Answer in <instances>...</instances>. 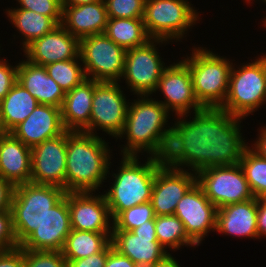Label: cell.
<instances>
[{
	"label": "cell",
	"mask_w": 266,
	"mask_h": 267,
	"mask_svg": "<svg viewBox=\"0 0 266 267\" xmlns=\"http://www.w3.org/2000/svg\"><path fill=\"white\" fill-rule=\"evenodd\" d=\"M145 164H139L137 156H123L121 166L105 198L111 219L122 211L151 201L156 171L164 164L158 157H147Z\"/></svg>",
	"instance_id": "277c9868"
},
{
	"label": "cell",
	"mask_w": 266,
	"mask_h": 267,
	"mask_svg": "<svg viewBox=\"0 0 266 267\" xmlns=\"http://www.w3.org/2000/svg\"><path fill=\"white\" fill-rule=\"evenodd\" d=\"M151 201L135 205L122 211L113 221L112 230L132 231L140 227L146 221L155 219Z\"/></svg>",
	"instance_id": "836d02e7"
},
{
	"label": "cell",
	"mask_w": 266,
	"mask_h": 267,
	"mask_svg": "<svg viewBox=\"0 0 266 267\" xmlns=\"http://www.w3.org/2000/svg\"><path fill=\"white\" fill-rule=\"evenodd\" d=\"M160 42L163 43L166 40L151 38L144 45L126 50L122 78L126 79L134 94L150 96L156 92L159 79L166 68L157 52L158 49L155 48Z\"/></svg>",
	"instance_id": "8fae6325"
},
{
	"label": "cell",
	"mask_w": 266,
	"mask_h": 267,
	"mask_svg": "<svg viewBox=\"0 0 266 267\" xmlns=\"http://www.w3.org/2000/svg\"><path fill=\"white\" fill-rule=\"evenodd\" d=\"M20 8L51 17L58 25L62 23L63 8L60 0H18Z\"/></svg>",
	"instance_id": "8d00e7d4"
},
{
	"label": "cell",
	"mask_w": 266,
	"mask_h": 267,
	"mask_svg": "<svg viewBox=\"0 0 266 267\" xmlns=\"http://www.w3.org/2000/svg\"><path fill=\"white\" fill-rule=\"evenodd\" d=\"M158 89L166 98L164 102H159L168 112L176 111V116H185L192 108L194 112L204 108L195 96L190 70L183 60L165 68L156 91Z\"/></svg>",
	"instance_id": "2e32d148"
},
{
	"label": "cell",
	"mask_w": 266,
	"mask_h": 267,
	"mask_svg": "<svg viewBox=\"0 0 266 267\" xmlns=\"http://www.w3.org/2000/svg\"><path fill=\"white\" fill-rule=\"evenodd\" d=\"M61 25L79 40L106 30L108 14L104 0L77 6H62Z\"/></svg>",
	"instance_id": "603a6c76"
},
{
	"label": "cell",
	"mask_w": 266,
	"mask_h": 267,
	"mask_svg": "<svg viewBox=\"0 0 266 267\" xmlns=\"http://www.w3.org/2000/svg\"><path fill=\"white\" fill-rule=\"evenodd\" d=\"M187 0H145L143 22L152 39L179 40L198 21Z\"/></svg>",
	"instance_id": "ba28073f"
},
{
	"label": "cell",
	"mask_w": 266,
	"mask_h": 267,
	"mask_svg": "<svg viewBox=\"0 0 266 267\" xmlns=\"http://www.w3.org/2000/svg\"><path fill=\"white\" fill-rule=\"evenodd\" d=\"M263 128L260 130L261 134L258 135V140L255 142V144H253V148H255L254 150L261 156L266 158V126Z\"/></svg>",
	"instance_id": "f6af8a7d"
},
{
	"label": "cell",
	"mask_w": 266,
	"mask_h": 267,
	"mask_svg": "<svg viewBox=\"0 0 266 267\" xmlns=\"http://www.w3.org/2000/svg\"><path fill=\"white\" fill-rule=\"evenodd\" d=\"M111 242L114 249L139 267H151L169 255L157 240L155 219L132 231L113 230Z\"/></svg>",
	"instance_id": "4fadbf2b"
},
{
	"label": "cell",
	"mask_w": 266,
	"mask_h": 267,
	"mask_svg": "<svg viewBox=\"0 0 266 267\" xmlns=\"http://www.w3.org/2000/svg\"><path fill=\"white\" fill-rule=\"evenodd\" d=\"M80 40L61 24L51 32L35 39L23 50L26 60L46 66L58 61L72 60L79 55Z\"/></svg>",
	"instance_id": "ffe728a7"
},
{
	"label": "cell",
	"mask_w": 266,
	"mask_h": 267,
	"mask_svg": "<svg viewBox=\"0 0 266 267\" xmlns=\"http://www.w3.org/2000/svg\"><path fill=\"white\" fill-rule=\"evenodd\" d=\"M0 267H24V249L19 246L0 251Z\"/></svg>",
	"instance_id": "60d3db41"
},
{
	"label": "cell",
	"mask_w": 266,
	"mask_h": 267,
	"mask_svg": "<svg viewBox=\"0 0 266 267\" xmlns=\"http://www.w3.org/2000/svg\"><path fill=\"white\" fill-rule=\"evenodd\" d=\"M104 34L125 50L144 45L151 39L143 18H109Z\"/></svg>",
	"instance_id": "f1b7e54d"
},
{
	"label": "cell",
	"mask_w": 266,
	"mask_h": 267,
	"mask_svg": "<svg viewBox=\"0 0 266 267\" xmlns=\"http://www.w3.org/2000/svg\"><path fill=\"white\" fill-rule=\"evenodd\" d=\"M108 18H143L145 0H104Z\"/></svg>",
	"instance_id": "e575fe53"
},
{
	"label": "cell",
	"mask_w": 266,
	"mask_h": 267,
	"mask_svg": "<svg viewBox=\"0 0 266 267\" xmlns=\"http://www.w3.org/2000/svg\"><path fill=\"white\" fill-rule=\"evenodd\" d=\"M0 175L14 187L30 183L31 147L11 132L0 136Z\"/></svg>",
	"instance_id": "7402d4cb"
},
{
	"label": "cell",
	"mask_w": 266,
	"mask_h": 267,
	"mask_svg": "<svg viewBox=\"0 0 266 267\" xmlns=\"http://www.w3.org/2000/svg\"><path fill=\"white\" fill-rule=\"evenodd\" d=\"M93 94L94 80L89 78L66 92L60 109L63 126L67 131L89 133Z\"/></svg>",
	"instance_id": "484cf974"
},
{
	"label": "cell",
	"mask_w": 266,
	"mask_h": 267,
	"mask_svg": "<svg viewBox=\"0 0 266 267\" xmlns=\"http://www.w3.org/2000/svg\"><path fill=\"white\" fill-rule=\"evenodd\" d=\"M216 231L257 239V198L217 209Z\"/></svg>",
	"instance_id": "d4e9b609"
},
{
	"label": "cell",
	"mask_w": 266,
	"mask_h": 267,
	"mask_svg": "<svg viewBox=\"0 0 266 267\" xmlns=\"http://www.w3.org/2000/svg\"><path fill=\"white\" fill-rule=\"evenodd\" d=\"M100 0H60L62 6H77L83 4H90Z\"/></svg>",
	"instance_id": "7dc6e473"
},
{
	"label": "cell",
	"mask_w": 266,
	"mask_h": 267,
	"mask_svg": "<svg viewBox=\"0 0 266 267\" xmlns=\"http://www.w3.org/2000/svg\"><path fill=\"white\" fill-rule=\"evenodd\" d=\"M257 231L258 239L266 236V198L257 199Z\"/></svg>",
	"instance_id": "ee69618b"
},
{
	"label": "cell",
	"mask_w": 266,
	"mask_h": 267,
	"mask_svg": "<svg viewBox=\"0 0 266 267\" xmlns=\"http://www.w3.org/2000/svg\"><path fill=\"white\" fill-rule=\"evenodd\" d=\"M247 1H248V3H250L249 1H251V0H246V2H247ZM262 1H264V2L266 3V0H262ZM264 21H265V22H264V23H265L264 25H266V18L264 19Z\"/></svg>",
	"instance_id": "681fc988"
},
{
	"label": "cell",
	"mask_w": 266,
	"mask_h": 267,
	"mask_svg": "<svg viewBox=\"0 0 266 267\" xmlns=\"http://www.w3.org/2000/svg\"><path fill=\"white\" fill-rule=\"evenodd\" d=\"M118 82L94 80V94L89 122V133L95 135L98 127L107 134L118 138L123 131L128 102Z\"/></svg>",
	"instance_id": "7c38bea8"
},
{
	"label": "cell",
	"mask_w": 266,
	"mask_h": 267,
	"mask_svg": "<svg viewBox=\"0 0 266 267\" xmlns=\"http://www.w3.org/2000/svg\"><path fill=\"white\" fill-rule=\"evenodd\" d=\"M104 139L71 131L66 146V192H95L109 175L110 149Z\"/></svg>",
	"instance_id": "3957f363"
},
{
	"label": "cell",
	"mask_w": 266,
	"mask_h": 267,
	"mask_svg": "<svg viewBox=\"0 0 266 267\" xmlns=\"http://www.w3.org/2000/svg\"><path fill=\"white\" fill-rule=\"evenodd\" d=\"M80 54L72 60L58 61L44 66L47 74L64 90L71 91L87 79L84 68L81 67Z\"/></svg>",
	"instance_id": "d6a6232c"
},
{
	"label": "cell",
	"mask_w": 266,
	"mask_h": 267,
	"mask_svg": "<svg viewBox=\"0 0 266 267\" xmlns=\"http://www.w3.org/2000/svg\"><path fill=\"white\" fill-rule=\"evenodd\" d=\"M65 131L61 109L53 105L38 104L34 111L11 133L24 145L32 148L45 140L61 135Z\"/></svg>",
	"instance_id": "44dd1931"
},
{
	"label": "cell",
	"mask_w": 266,
	"mask_h": 267,
	"mask_svg": "<svg viewBox=\"0 0 266 267\" xmlns=\"http://www.w3.org/2000/svg\"><path fill=\"white\" fill-rule=\"evenodd\" d=\"M17 82L35 97L39 104L53 105L61 108L66 93L47 74L44 66L28 60L18 63Z\"/></svg>",
	"instance_id": "cb8c5ba5"
},
{
	"label": "cell",
	"mask_w": 266,
	"mask_h": 267,
	"mask_svg": "<svg viewBox=\"0 0 266 267\" xmlns=\"http://www.w3.org/2000/svg\"><path fill=\"white\" fill-rule=\"evenodd\" d=\"M255 198H266V158L248 146L239 162Z\"/></svg>",
	"instance_id": "1f68e13d"
},
{
	"label": "cell",
	"mask_w": 266,
	"mask_h": 267,
	"mask_svg": "<svg viewBox=\"0 0 266 267\" xmlns=\"http://www.w3.org/2000/svg\"><path fill=\"white\" fill-rule=\"evenodd\" d=\"M196 174L197 183L217 209L254 198L240 164L212 166Z\"/></svg>",
	"instance_id": "30bf717a"
},
{
	"label": "cell",
	"mask_w": 266,
	"mask_h": 267,
	"mask_svg": "<svg viewBox=\"0 0 266 267\" xmlns=\"http://www.w3.org/2000/svg\"><path fill=\"white\" fill-rule=\"evenodd\" d=\"M238 69L232 66L228 92L220 108L231 115L244 118L266 102L264 55Z\"/></svg>",
	"instance_id": "52a82bcc"
},
{
	"label": "cell",
	"mask_w": 266,
	"mask_h": 267,
	"mask_svg": "<svg viewBox=\"0 0 266 267\" xmlns=\"http://www.w3.org/2000/svg\"><path fill=\"white\" fill-rule=\"evenodd\" d=\"M2 60V61H1ZM0 60V101L9 93L17 82L18 65L11 66L7 60Z\"/></svg>",
	"instance_id": "f35d334b"
},
{
	"label": "cell",
	"mask_w": 266,
	"mask_h": 267,
	"mask_svg": "<svg viewBox=\"0 0 266 267\" xmlns=\"http://www.w3.org/2000/svg\"><path fill=\"white\" fill-rule=\"evenodd\" d=\"M38 104L35 97L16 82L9 93L0 101L1 117L6 131L11 132L23 122Z\"/></svg>",
	"instance_id": "4316f807"
},
{
	"label": "cell",
	"mask_w": 266,
	"mask_h": 267,
	"mask_svg": "<svg viewBox=\"0 0 266 267\" xmlns=\"http://www.w3.org/2000/svg\"><path fill=\"white\" fill-rule=\"evenodd\" d=\"M24 267H67L62 251L24 249Z\"/></svg>",
	"instance_id": "d590c367"
},
{
	"label": "cell",
	"mask_w": 266,
	"mask_h": 267,
	"mask_svg": "<svg viewBox=\"0 0 266 267\" xmlns=\"http://www.w3.org/2000/svg\"><path fill=\"white\" fill-rule=\"evenodd\" d=\"M8 132L6 131L4 125H3V121H2V117H1V112H0V136L7 134Z\"/></svg>",
	"instance_id": "c3c4849f"
},
{
	"label": "cell",
	"mask_w": 266,
	"mask_h": 267,
	"mask_svg": "<svg viewBox=\"0 0 266 267\" xmlns=\"http://www.w3.org/2000/svg\"><path fill=\"white\" fill-rule=\"evenodd\" d=\"M196 182V173H189L185 169L173 168L164 163L156 171L151 195L155 215H173L177 203Z\"/></svg>",
	"instance_id": "ac0fdd59"
},
{
	"label": "cell",
	"mask_w": 266,
	"mask_h": 267,
	"mask_svg": "<svg viewBox=\"0 0 266 267\" xmlns=\"http://www.w3.org/2000/svg\"><path fill=\"white\" fill-rule=\"evenodd\" d=\"M194 114L189 121L183 119L184 115L177 116L180 119L171 127L164 163L177 169L186 165L193 173L212 166L239 164L248 147L240 133L242 117L206 107Z\"/></svg>",
	"instance_id": "6da1fadb"
},
{
	"label": "cell",
	"mask_w": 266,
	"mask_h": 267,
	"mask_svg": "<svg viewBox=\"0 0 266 267\" xmlns=\"http://www.w3.org/2000/svg\"><path fill=\"white\" fill-rule=\"evenodd\" d=\"M128 104L125 125L120 136L126 135L127 145L122 156H138L142 152L164 159L171 137V127L165 129L169 118L168 110L159 101L140 96Z\"/></svg>",
	"instance_id": "7a4b0ae2"
},
{
	"label": "cell",
	"mask_w": 266,
	"mask_h": 267,
	"mask_svg": "<svg viewBox=\"0 0 266 267\" xmlns=\"http://www.w3.org/2000/svg\"><path fill=\"white\" fill-rule=\"evenodd\" d=\"M192 56L183 59L187 64L198 102L206 108H220L225 102L233 63L218 54L198 47Z\"/></svg>",
	"instance_id": "5b68a950"
},
{
	"label": "cell",
	"mask_w": 266,
	"mask_h": 267,
	"mask_svg": "<svg viewBox=\"0 0 266 267\" xmlns=\"http://www.w3.org/2000/svg\"><path fill=\"white\" fill-rule=\"evenodd\" d=\"M174 214L183 222L188 237L198 246L211 230H216L217 207L196 182L177 203Z\"/></svg>",
	"instance_id": "9a60e30c"
},
{
	"label": "cell",
	"mask_w": 266,
	"mask_h": 267,
	"mask_svg": "<svg viewBox=\"0 0 266 267\" xmlns=\"http://www.w3.org/2000/svg\"><path fill=\"white\" fill-rule=\"evenodd\" d=\"M112 232L71 229L62 249L66 260H77L101 252L111 242Z\"/></svg>",
	"instance_id": "83f0119b"
},
{
	"label": "cell",
	"mask_w": 266,
	"mask_h": 267,
	"mask_svg": "<svg viewBox=\"0 0 266 267\" xmlns=\"http://www.w3.org/2000/svg\"><path fill=\"white\" fill-rule=\"evenodd\" d=\"M113 248V244L110 242L101 252L97 254L77 260H66L67 267H105L107 256Z\"/></svg>",
	"instance_id": "ab89813d"
},
{
	"label": "cell",
	"mask_w": 266,
	"mask_h": 267,
	"mask_svg": "<svg viewBox=\"0 0 266 267\" xmlns=\"http://www.w3.org/2000/svg\"><path fill=\"white\" fill-rule=\"evenodd\" d=\"M79 54L87 78L98 82H118L122 78L126 50L104 33L81 38Z\"/></svg>",
	"instance_id": "9c48e42d"
},
{
	"label": "cell",
	"mask_w": 266,
	"mask_h": 267,
	"mask_svg": "<svg viewBox=\"0 0 266 267\" xmlns=\"http://www.w3.org/2000/svg\"><path fill=\"white\" fill-rule=\"evenodd\" d=\"M66 191L53 185L25 183L14 187L11 201L13 228L20 245L42 222Z\"/></svg>",
	"instance_id": "8992f818"
},
{
	"label": "cell",
	"mask_w": 266,
	"mask_h": 267,
	"mask_svg": "<svg viewBox=\"0 0 266 267\" xmlns=\"http://www.w3.org/2000/svg\"><path fill=\"white\" fill-rule=\"evenodd\" d=\"M19 247L15 236L11 210L0 211V251Z\"/></svg>",
	"instance_id": "74e56055"
},
{
	"label": "cell",
	"mask_w": 266,
	"mask_h": 267,
	"mask_svg": "<svg viewBox=\"0 0 266 267\" xmlns=\"http://www.w3.org/2000/svg\"><path fill=\"white\" fill-rule=\"evenodd\" d=\"M71 232L68 192L45 214L41 224L19 245L22 249L62 251Z\"/></svg>",
	"instance_id": "e0dca14e"
},
{
	"label": "cell",
	"mask_w": 266,
	"mask_h": 267,
	"mask_svg": "<svg viewBox=\"0 0 266 267\" xmlns=\"http://www.w3.org/2000/svg\"><path fill=\"white\" fill-rule=\"evenodd\" d=\"M105 267H139L130 258L121 255L116 249H112L108 256Z\"/></svg>",
	"instance_id": "7bdbcfd3"
},
{
	"label": "cell",
	"mask_w": 266,
	"mask_h": 267,
	"mask_svg": "<svg viewBox=\"0 0 266 267\" xmlns=\"http://www.w3.org/2000/svg\"><path fill=\"white\" fill-rule=\"evenodd\" d=\"M264 61H265V68H266V55L264 56Z\"/></svg>",
	"instance_id": "f907efd6"
},
{
	"label": "cell",
	"mask_w": 266,
	"mask_h": 267,
	"mask_svg": "<svg viewBox=\"0 0 266 267\" xmlns=\"http://www.w3.org/2000/svg\"><path fill=\"white\" fill-rule=\"evenodd\" d=\"M156 237L166 249H180L183 245L197 246L186 234L183 222L175 215L155 216Z\"/></svg>",
	"instance_id": "4dcf8cb0"
},
{
	"label": "cell",
	"mask_w": 266,
	"mask_h": 267,
	"mask_svg": "<svg viewBox=\"0 0 266 267\" xmlns=\"http://www.w3.org/2000/svg\"><path fill=\"white\" fill-rule=\"evenodd\" d=\"M7 16L24 37L23 48L51 32L58 24L49 16L25 9H8Z\"/></svg>",
	"instance_id": "f546056e"
},
{
	"label": "cell",
	"mask_w": 266,
	"mask_h": 267,
	"mask_svg": "<svg viewBox=\"0 0 266 267\" xmlns=\"http://www.w3.org/2000/svg\"><path fill=\"white\" fill-rule=\"evenodd\" d=\"M93 192H68L71 229L91 232H112L105 195ZM111 228V229H110Z\"/></svg>",
	"instance_id": "d6986e66"
},
{
	"label": "cell",
	"mask_w": 266,
	"mask_h": 267,
	"mask_svg": "<svg viewBox=\"0 0 266 267\" xmlns=\"http://www.w3.org/2000/svg\"><path fill=\"white\" fill-rule=\"evenodd\" d=\"M14 186L0 175V211L10 210Z\"/></svg>",
	"instance_id": "b9f144b4"
},
{
	"label": "cell",
	"mask_w": 266,
	"mask_h": 267,
	"mask_svg": "<svg viewBox=\"0 0 266 267\" xmlns=\"http://www.w3.org/2000/svg\"><path fill=\"white\" fill-rule=\"evenodd\" d=\"M151 267H180L176 259H174L170 254L162 261L155 263Z\"/></svg>",
	"instance_id": "bcb514c9"
},
{
	"label": "cell",
	"mask_w": 266,
	"mask_h": 267,
	"mask_svg": "<svg viewBox=\"0 0 266 267\" xmlns=\"http://www.w3.org/2000/svg\"><path fill=\"white\" fill-rule=\"evenodd\" d=\"M70 132L66 130L31 148L30 183L53 185L66 191V146Z\"/></svg>",
	"instance_id": "5bb4252c"
}]
</instances>
